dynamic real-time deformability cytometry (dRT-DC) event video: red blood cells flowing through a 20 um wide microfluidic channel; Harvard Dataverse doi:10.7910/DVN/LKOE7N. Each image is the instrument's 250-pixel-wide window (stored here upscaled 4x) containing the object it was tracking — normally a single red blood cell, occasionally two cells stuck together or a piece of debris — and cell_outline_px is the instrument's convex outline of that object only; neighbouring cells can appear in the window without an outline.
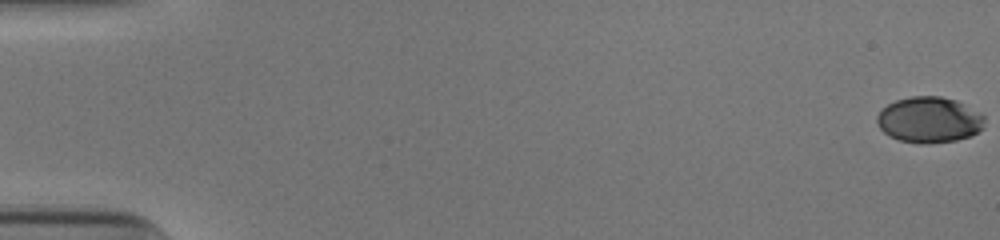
{"species": "human", "species_latin": "Homo sapiens", "temperature_condition": "cold", "stored_images_in_passage": 55, "camera_frame_rate_fps": 3000, "um_per_image_px": 0.085, "donor": {"sex": "male"}, "frame": {"image": 1, "passage_image": 1, "time_ms": 0.0, "image_size_px": [1000, 240], "cell_outline_px": [[984, 128], [968, 136], [956, 140], [924, 144], [900, 140], [884, 132], [880, 128], [876, 120], [876, 116], [888, 104], [896, 100], [912, 96], [940, 96], [956, 100], [984, 116]], "centroid_in_image_um": [78.97, 10.18], "position_along_channel_um": 6.0, "area_um2": 28.38}}
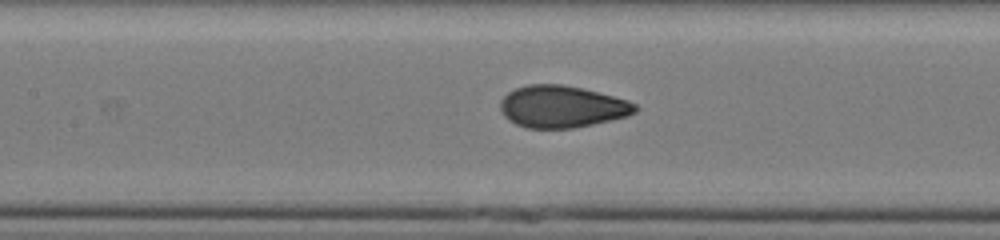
{"frame": {"image": 2, "passage_image": 27, "time_ms": 8.667, "image_size_px": [1000, 240], "cell_outline_px": [[640, 108], [636, 112], [628, 116], [592, 124], [572, 128], [528, 128], [516, 124], [508, 120], [504, 116], [500, 108], [500, 100], [508, 92], [516, 88], [528, 84], [560, 84], [584, 88], [628, 100], [636, 104]], "centroid_in_image_um": [47.77, 9.06], "position_along_channel_um": 159.6, "area_um2": 33.12}}
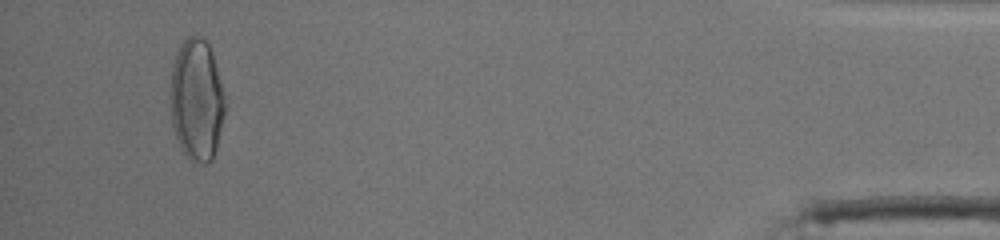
{"frame": {"image": 3, "passage_image": 52, "time_ms": 17.0, "image_size_px": [1000, 240], "cell_outline_px": [[224, 116], [216, 148], [212, 160], [208, 164], [192, 164], [188, 160], [180, 148], [172, 124], [172, 64], [176, 52], [180, 44], [188, 36], [200, 36], [208, 44], [212, 52], [224, 96]], "centroid_in_image_um": [16.72, 8.54], "position_along_channel_um": 418.5, "area_um2": 38.55}, "authors_computed_cell_mechanics": {"area_um2": 32.1368, "velocity_mm_per_s": 3.9139, "shape_relaxation_time_tau1_ms": 7.3285, "shape_relaxation_time_tau2_ms": null, "deformation_change_tau1": 0.2361, "deformation_change_tau2": null}}